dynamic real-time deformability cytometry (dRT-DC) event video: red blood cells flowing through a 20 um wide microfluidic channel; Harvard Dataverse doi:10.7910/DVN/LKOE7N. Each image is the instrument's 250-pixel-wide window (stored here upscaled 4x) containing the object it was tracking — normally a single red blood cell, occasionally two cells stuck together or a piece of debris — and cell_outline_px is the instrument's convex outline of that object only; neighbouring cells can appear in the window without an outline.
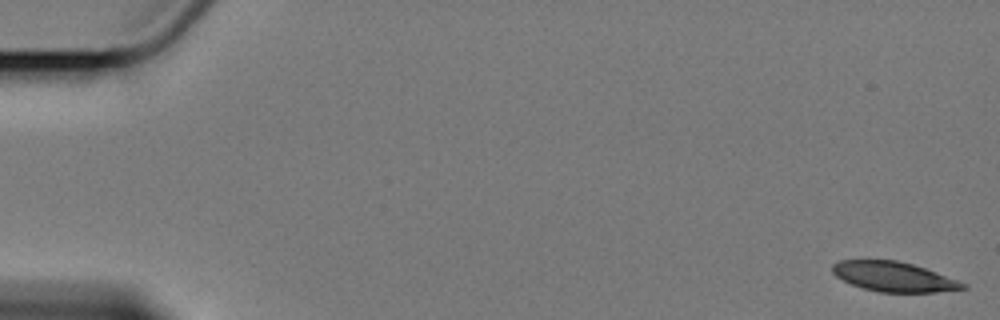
{"species": "Egyptian fruit bat (a non-hibernating species)", "species_latin": "Rousettus aegyptiacus", "temperature_condition": "cold", "stored_images_in_passage": 13, "camera_frame_rate_fps": 3000, "um_per_image_px": 0.085, "animal": {"sex": "female"}, "frame": {"image": 1, "passage_image": 1, "time_ms": 0.0, "image_size_px": [1000, 320], "cell_outline_px": [[968, 288], [936, 292], [880, 292], [864, 288], [852, 284], [836, 276], [832, 272], [832, 264], [840, 260], [896, 260], [912, 264], [936, 272], [968, 284]], "centroid_in_image_um": [75.98, 23.52], "position_along_channel_um": 9.0, "area_um2": 22.43}}